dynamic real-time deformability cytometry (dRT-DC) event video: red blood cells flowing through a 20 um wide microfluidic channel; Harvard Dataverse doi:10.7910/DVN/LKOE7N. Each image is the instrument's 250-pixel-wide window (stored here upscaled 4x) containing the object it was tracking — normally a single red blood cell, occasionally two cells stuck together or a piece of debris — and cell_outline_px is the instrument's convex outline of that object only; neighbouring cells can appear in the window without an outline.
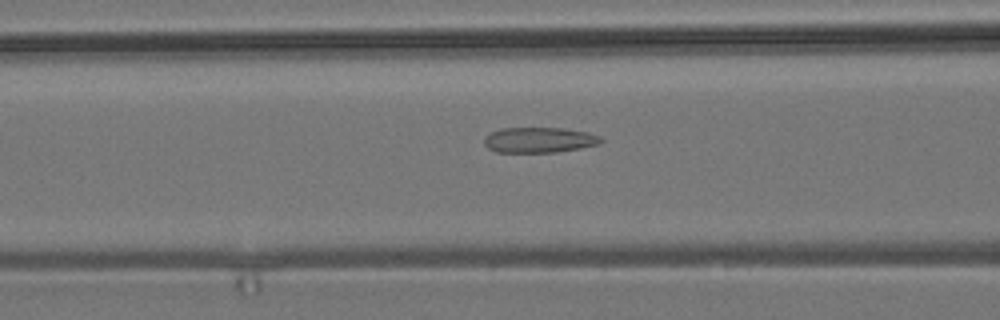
{"species": "common noctule bat (a hibernating species)", "species_latin": "Nyctalus noctula", "temperature_condition": "room temperature", "stored_images_in_passage": 48, "camera_frame_rate_fps": 3000, "um_per_image_px": 0.085, "animal": {"sex": "male", "body_mass_g": 19.2, "forearm_length_mm": 51.8}, "frame": {"image": 1, "passage_image": 22, "time_ms": 7.0, "image_size_px": [1000, 320], "cell_outline_px": [[604, 140], [600, 144], [580, 148], [556, 152], [496, 152], [488, 148], [484, 144], [484, 136], [500, 128], [564, 128], [588, 132], [600, 136]], "centroid_in_image_um": [45.84, 11.89], "position_along_channel_um": 120.8, "area_um2": 17.4}}
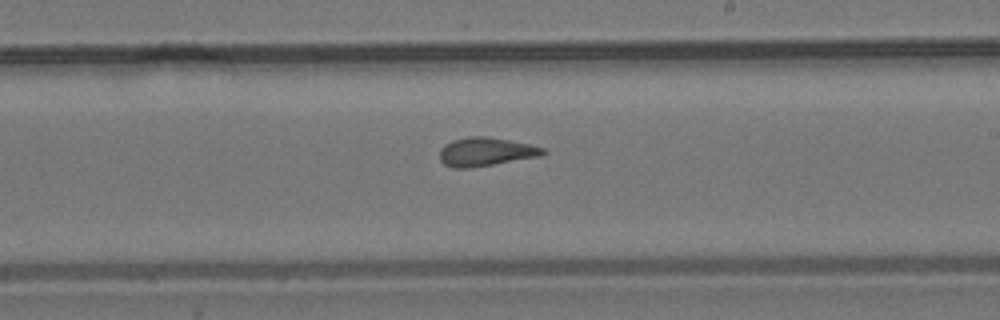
{"frame": {"image": 2, "passage_image": 32, "time_ms": 10.333, "image_size_px": [1000, 320], "cell_outline_px": [[548, 152], [540, 156], [468, 168], [452, 168], [444, 164], [440, 160], [440, 148], [444, 144], [452, 140], [468, 136], [488, 136], [528, 144], [544, 148]], "centroid_in_image_um": [41.25, 12.89], "position_along_channel_um": 247.7, "area_um2": 17.17}}
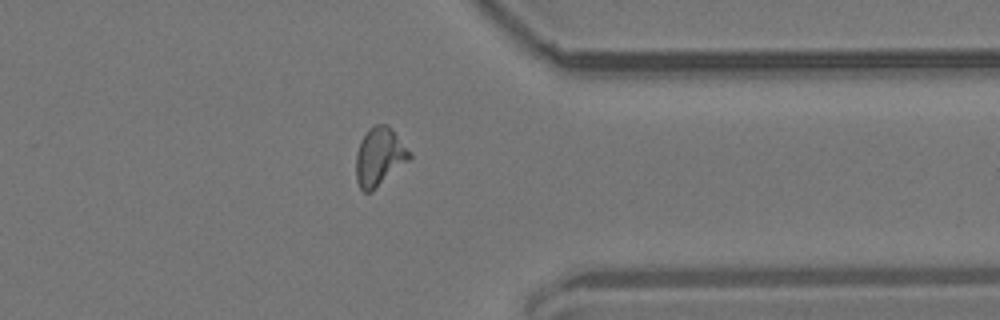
{"frame": {"image": 3, "passage_image": 43, "time_ms": 14.0, "image_size_px": [1000, 320], "cell_outline_px": [[412, 156], [408, 160], [372, 192], [364, 192], [360, 188], [356, 180], [356, 152], [360, 140], [368, 128], [376, 124], [388, 124], [412, 152]], "centroid_in_image_um": [32.24, 13.3], "position_along_channel_um": 379.2, "area_um2": 18.32}, "authors_computed_cell_mechanics": {"area_um2": 17.7735, "velocity_mm_per_s": 3.8041, "shape_relaxation_time_tau1_ms": null, "shape_relaxation_time_tau2_ms": 2.1401, "deformation_change_tau1": null, "deformation_change_tau2": 0.1115}}